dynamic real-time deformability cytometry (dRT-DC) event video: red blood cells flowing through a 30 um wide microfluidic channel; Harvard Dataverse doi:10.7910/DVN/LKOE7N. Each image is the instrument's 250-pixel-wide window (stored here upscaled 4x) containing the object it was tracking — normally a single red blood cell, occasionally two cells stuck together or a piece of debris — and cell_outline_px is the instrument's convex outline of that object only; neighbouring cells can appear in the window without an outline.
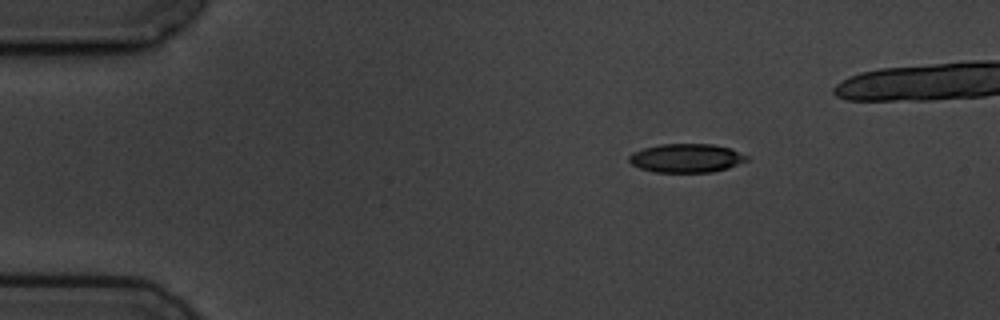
{"species": "common noctule bat (a hibernating species)", "species_latin": "Nyctalus noctula", "temperature_condition": "cold", "stored_images_in_passage": 5, "camera_frame_rate_fps": 3000, "um_per_image_px": 0.085, "animal": {"sex": "male", "body_mass_g": 19.5, "forearm_length_mm": 54.6}, "frame": {"image": 1, "passage_image": 2, "time_ms": 2.0, "image_size_px": [1000, 320], "cell_outline_px": [[748, 160], [728, 168], [712, 172], [656, 172], [640, 168], [632, 164], [628, 160], [628, 156], [632, 152], [644, 148], [660, 144], [712, 144], [728, 148], [748, 156]], "centroid_in_image_um": [58.31, 13.44], "position_along_channel_um": 26.7, "area_um2": 19.59}}